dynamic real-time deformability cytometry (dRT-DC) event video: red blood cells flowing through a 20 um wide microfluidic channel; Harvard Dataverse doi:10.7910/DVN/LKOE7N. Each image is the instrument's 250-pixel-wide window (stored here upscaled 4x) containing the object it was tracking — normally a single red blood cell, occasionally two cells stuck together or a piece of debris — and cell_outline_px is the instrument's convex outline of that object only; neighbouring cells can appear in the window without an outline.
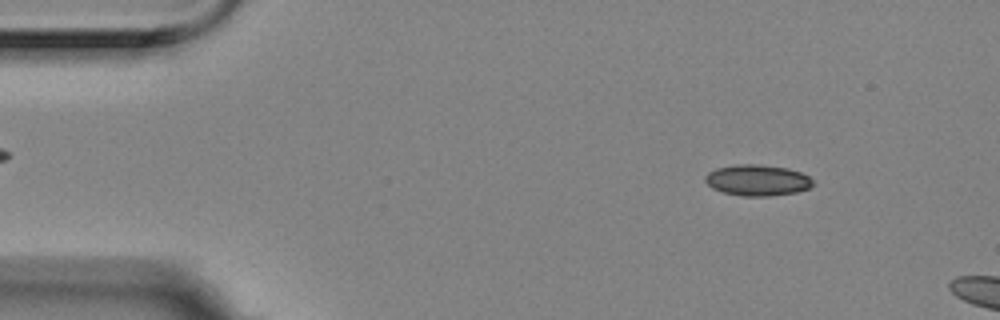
{"species": "Egyptian fruit bat (a non-hibernating species)", "species_latin": "Rousettus aegyptiacus", "temperature_condition": "room temperature", "stored_images_in_passage": 4, "camera_frame_rate_fps": 3000, "um_per_image_px": 0.085, "animal": {"sex": "female"}, "frame": {"image": 1, "passage_image": 1, "time_ms": 0.0, "image_size_px": [1000, 320], "cell_outline_px": [[816, 184], [808, 188], [796, 192], [768, 196], [744, 196], [724, 192], [712, 188], [704, 180], [704, 176], [708, 172], [716, 168], [736, 164], [760, 164], [788, 168], [800, 172], [808, 176]], "centroid_in_image_um": [64.37, 15.31], "position_along_channel_um": 20.6, "area_um2": 19.54}}
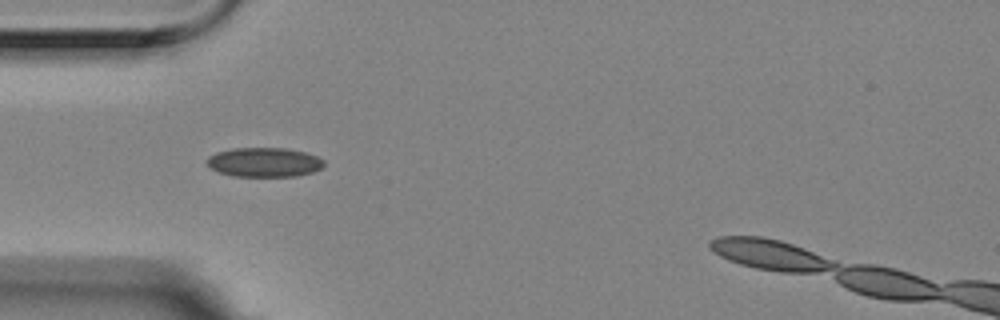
{"frame": {"image": 2, "passage_image": 4, "time_ms": 1.0, "image_size_px": [1000, 320], "cell_outline_px": [[324, 164], [320, 168], [312, 172], [296, 176], [232, 176], [216, 172], [204, 160], [208, 156], [216, 152], [232, 148], [288, 148], [304, 152], [316, 156], [324, 160]], "centroid_in_image_um": [22.41, 13.78], "position_along_channel_um": 62.6, "area_um2": 20.11}}